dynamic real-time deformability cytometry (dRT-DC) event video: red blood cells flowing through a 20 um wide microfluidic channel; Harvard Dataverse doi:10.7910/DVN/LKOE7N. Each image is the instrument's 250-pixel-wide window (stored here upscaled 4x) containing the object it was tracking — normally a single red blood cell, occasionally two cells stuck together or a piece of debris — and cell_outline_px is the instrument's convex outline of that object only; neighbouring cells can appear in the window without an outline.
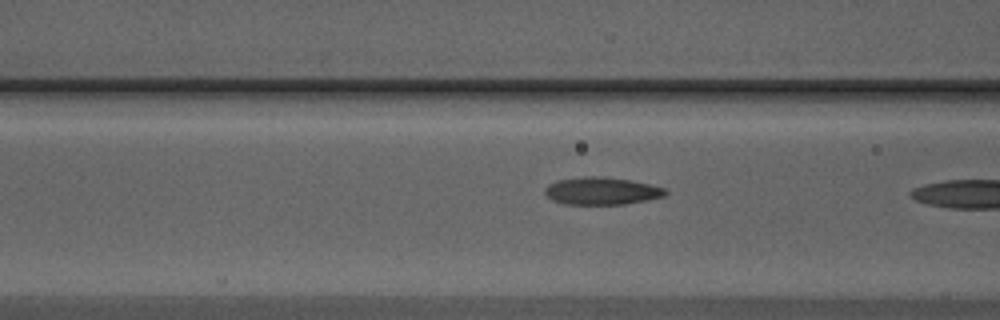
{"species": "Egyptian fruit bat (a non-hibernating species)", "species_latin": "Rousettus aegyptiacus", "temperature_condition": "warm", "stored_images_in_passage": 4, "camera_frame_rate_fps": 3000, "um_per_image_px": 0.085, "animal": {"sex": "male"}, "frame": {"image": 1, "passage_image": 3, "time_ms": 0.667, "image_size_px": [1000, 320], "cell_outline_px": [[668, 192], [664, 196], [648, 200], [624, 204], [564, 204], [552, 200], [544, 192], [544, 188], [548, 184], [556, 180], [584, 176], [604, 176], [632, 180], [664, 188]], "centroid_in_image_um": [51.12, 16.22], "position_along_channel_um": 115.5, "area_um2": 19.42}}